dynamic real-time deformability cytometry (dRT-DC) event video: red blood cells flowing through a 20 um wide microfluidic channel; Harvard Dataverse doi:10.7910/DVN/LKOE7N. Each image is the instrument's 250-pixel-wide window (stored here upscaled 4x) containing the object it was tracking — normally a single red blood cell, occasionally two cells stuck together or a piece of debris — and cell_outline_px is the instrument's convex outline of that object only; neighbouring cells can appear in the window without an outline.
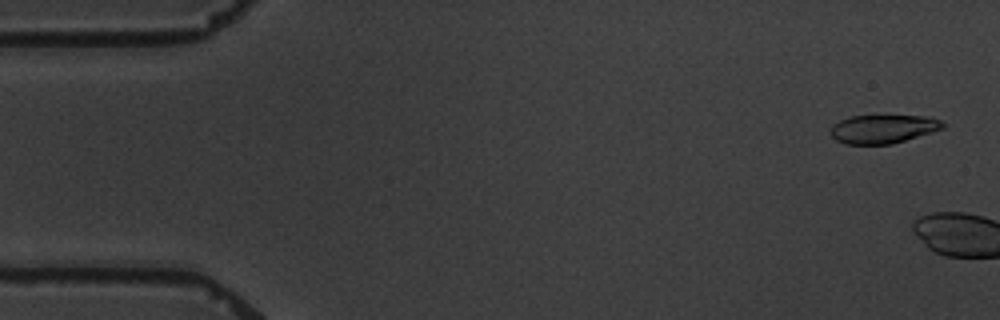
{"species": "common noctule bat (a hibernating species)", "species_latin": "Nyctalus noctula", "temperature_condition": "warm", "stored_images_in_passage": 2, "camera_frame_rate_fps": 3000, "um_per_image_px": 0.085, "animal": {"sex": "male", "body_mass_g": 19.5, "forearm_length_mm": 54.6}, "frame": {"image": 1, "passage_image": 1, "time_ms": 0.0, "image_size_px": [1000, 320], "cell_outline_px": [[944, 128], [892, 144], [848, 144], [836, 140], [832, 136], [832, 124], [840, 120], [852, 116], [932, 116], [940, 120], [944, 124]], "centroid_in_image_um": [75.08, 10.95], "position_along_channel_um": 9.9, "area_um2": 18.5}}